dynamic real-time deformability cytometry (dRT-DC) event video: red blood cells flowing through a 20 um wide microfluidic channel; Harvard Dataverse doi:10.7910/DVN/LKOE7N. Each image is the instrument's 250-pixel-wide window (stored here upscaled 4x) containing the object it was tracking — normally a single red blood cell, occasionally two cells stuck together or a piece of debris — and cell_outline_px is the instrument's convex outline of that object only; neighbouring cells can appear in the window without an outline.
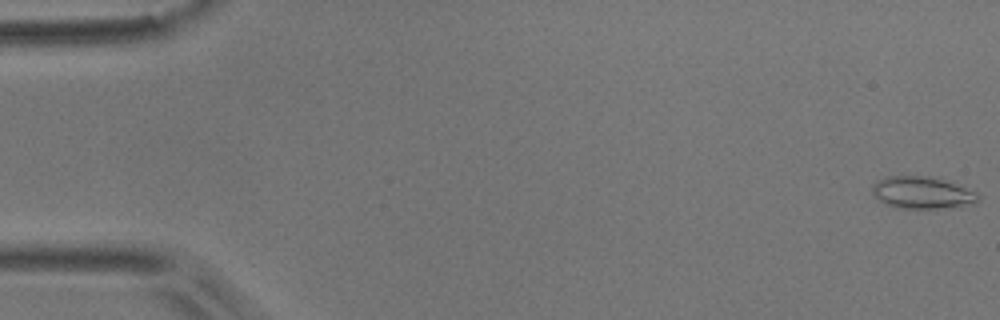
{"species": "common noctule bat (a hibernating species)", "species_latin": "Nyctalus noctula", "temperature_condition": "room temperature", "stored_images_in_passage": 6, "camera_frame_rate_fps": 3000, "um_per_image_px": 0.085, "animal": {"sex": "male", "body_mass_g": 17.9}, "frame": {"image": 1, "passage_image": 1, "time_ms": 0.0, "image_size_px": [1000, 320], "cell_outline_px": [[980, 200], [976, 204], [936, 208], [892, 208], [884, 204], [872, 192], [872, 184], [876, 180], [888, 176], [928, 176], [944, 180], [976, 192], [980, 196]], "centroid_in_image_um": [78.36, 16.38], "position_along_channel_um": 6.6, "area_um2": 19.83}}
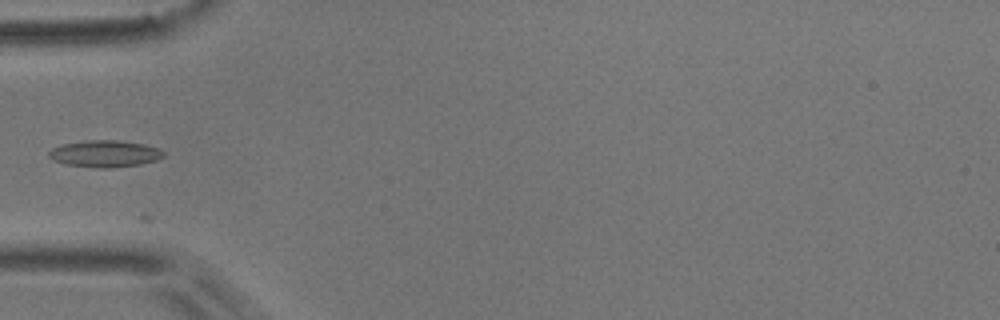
{"frame": {"image": 2, "passage_image": 6, "time_ms": 1.667, "image_size_px": [1000, 320], "cell_outline_px": [[164, 156], [156, 160], [140, 164], [108, 168], [100, 168], [68, 164], [52, 160], [48, 156], [48, 152], [52, 148], [64, 144], [84, 140], [116, 140], [144, 144], [160, 148], [164, 152]], "centroid_in_image_um": [8.92, 13.05], "position_along_channel_um": 76.1, "area_um2": 17.8}}